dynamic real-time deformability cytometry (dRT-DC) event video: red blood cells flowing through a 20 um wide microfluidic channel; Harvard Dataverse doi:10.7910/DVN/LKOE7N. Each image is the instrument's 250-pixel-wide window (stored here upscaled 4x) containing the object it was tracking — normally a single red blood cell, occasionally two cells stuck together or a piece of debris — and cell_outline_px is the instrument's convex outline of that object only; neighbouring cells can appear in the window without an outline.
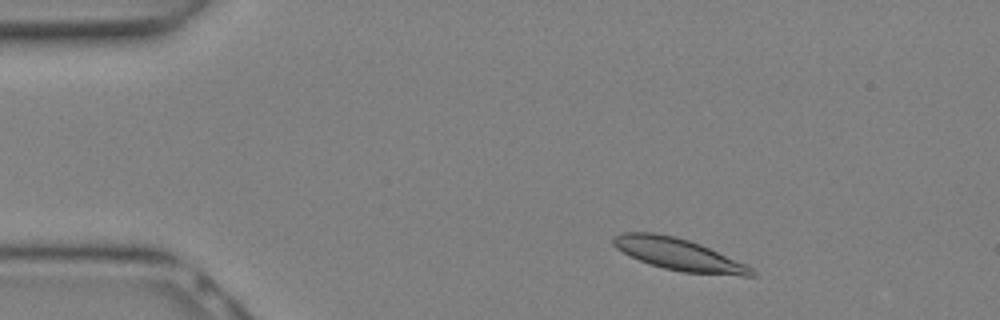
{"species": "Egyptian fruit bat (a non-hibernating species)", "species_latin": "Rousettus aegyptiacus", "temperature_condition": "warm", "stored_images_in_passage": 19, "camera_frame_rate_fps": 3000, "um_per_image_px": 0.085, "animal": {"sex": "female"}, "frame": {"image": 1, "passage_image": 3, "time_ms": 0.667, "image_size_px": [1000, 320], "cell_outline_px": [[756, 276], [740, 276], [680, 272], [664, 268], [640, 260], [616, 248], [612, 244], [612, 236], [624, 232], [656, 232], [676, 236], [700, 244], [744, 264], [752, 268], [756, 272]], "centroid_in_image_um": [57.67, 21.62], "position_along_channel_um": 27.3, "area_um2": 25.55}}
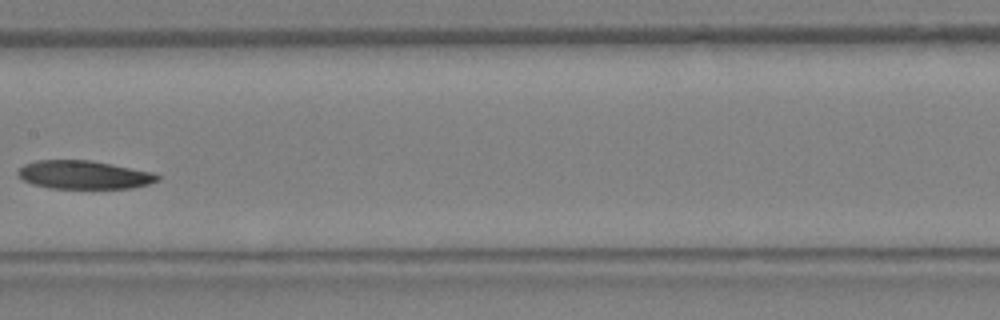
{"frame": {"image": 2, "passage_image": 13, "time_ms": 4.0, "image_size_px": [1000, 320], "cell_outline_px": [[160, 180], [148, 184], [132, 188], [48, 188], [32, 184], [24, 180], [16, 172], [24, 164], [36, 160], [88, 160], [112, 164], [152, 172], [160, 176]], "centroid_in_image_um": [7.13, 14.86], "position_along_channel_um": 200.3, "area_um2": 23.0}}
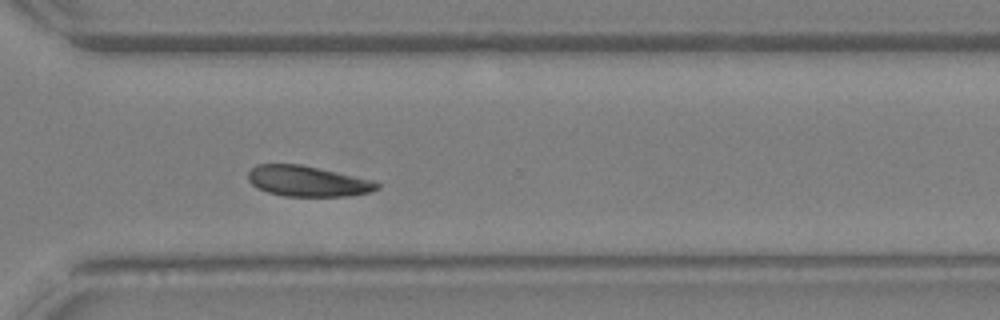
{"frame": {"image": 3, "passage_image": 19, "time_ms": 6.0, "image_size_px": [1000, 320], "cell_outline_px": [[380, 188], [372, 192], [348, 196], [284, 196], [268, 192], [256, 188], [248, 180], [248, 172], [256, 164], [300, 164], [376, 180], [380, 184]], "centroid_in_image_um": [26.18, 15.4], "position_along_channel_um": 344.4, "area_um2": 23.24}}